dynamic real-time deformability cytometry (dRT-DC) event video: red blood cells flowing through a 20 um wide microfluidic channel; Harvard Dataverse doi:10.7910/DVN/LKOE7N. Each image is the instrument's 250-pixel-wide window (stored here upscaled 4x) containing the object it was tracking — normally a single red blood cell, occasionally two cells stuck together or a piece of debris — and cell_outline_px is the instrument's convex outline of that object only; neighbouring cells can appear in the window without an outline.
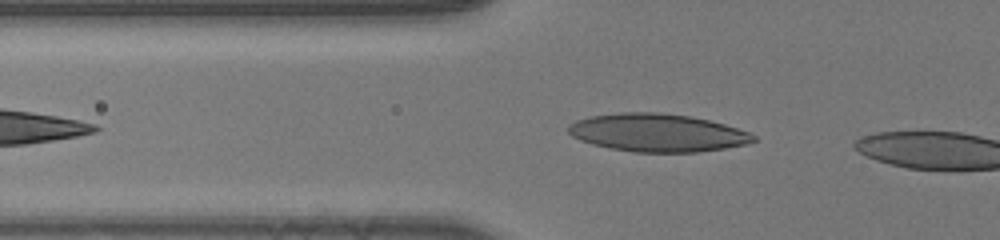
{"species": "human", "species_latin": "Homo sapiens", "temperature_condition": "room temperature", "stored_images_in_passage": 6, "camera_frame_rate_fps": 3000, "um_per_image_px": 0.085, "donor": {"sex": "male"}, "frame": {"image": 1, "passage_image": 3, "time_ms": 0.667, "image_size_px": [1000, 240], "cell_outline_px": [[756, 140], [744, 144], [724, 148], [696, 152], [632, 152], [592, 144], [580, 140], [572, 136], [568, 132], [568, 124], [576, 120], [592, 116], [620, 112], [660, 112], [688, 116], [708, 120], [724, 124], [748, 132], [756, 136]], "centroid_in_image_um": [55.84, 11.28], "position_along_channel_um": 70.0, "area_um2": 40.69}}